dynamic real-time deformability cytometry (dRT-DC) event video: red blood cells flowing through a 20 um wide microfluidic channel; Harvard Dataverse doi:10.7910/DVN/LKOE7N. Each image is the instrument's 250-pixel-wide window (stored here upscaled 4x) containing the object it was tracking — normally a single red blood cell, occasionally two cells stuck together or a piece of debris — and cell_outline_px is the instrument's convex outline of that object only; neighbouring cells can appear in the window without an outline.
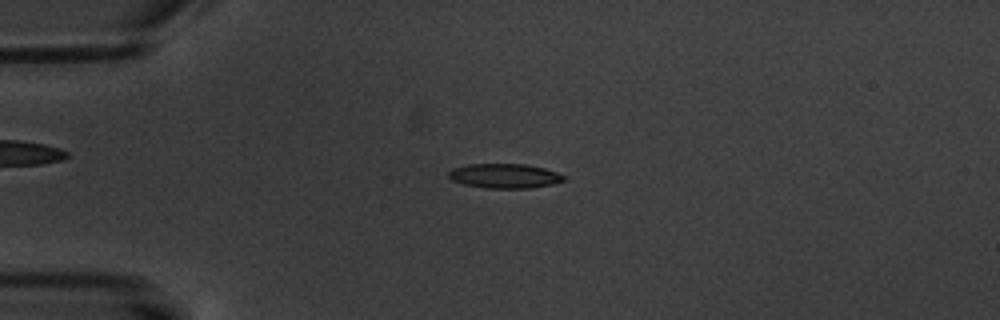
{"species": "common noctule bat (a hibernating species)", "species_latin": "Nyctalus noctula", "temperature_condition": "warm", "stored_images_in_passage": 4, "camera_frame_rate_fps": 3000, "um_per_image_px": 0.085, "animal": {"sex": "male", "body_mass_g": 20.1, "forearm_length_mm": 53.5}, "frame": {"image": 1, "passage_image": 3, "time_ms": 3.333, "image_size_px": [1000, 320], "cell_outline_px": [[564, 180], [552, 184], [532, 188], [484, 188], [464, 184], [452, 180], [448, 176], [448, 172], [452, 168], [468, 164], [524, 164], [544, 168], [556, 172], [564, 176]], "centroid_in_image_um": [42.86, 14.95], "position_along_channel_um": 42.1, "area_um2": 16.42}}